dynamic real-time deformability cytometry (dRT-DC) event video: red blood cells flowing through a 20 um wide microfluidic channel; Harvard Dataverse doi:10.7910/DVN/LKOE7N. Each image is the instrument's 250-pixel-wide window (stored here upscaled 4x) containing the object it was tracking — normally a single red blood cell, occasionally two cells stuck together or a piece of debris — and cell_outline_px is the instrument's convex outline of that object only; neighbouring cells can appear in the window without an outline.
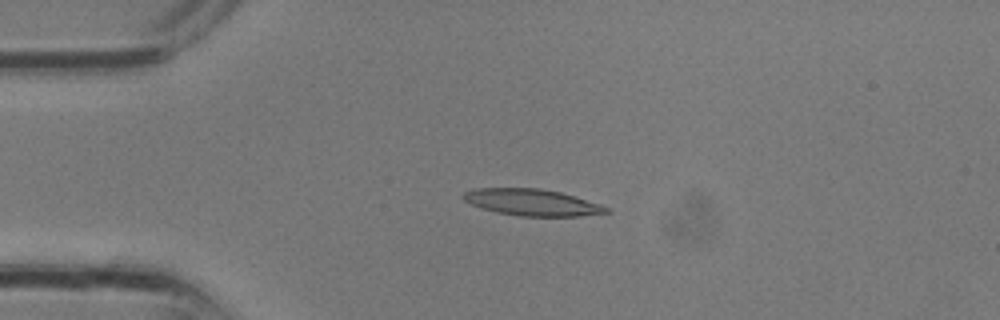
{"species": "common noctule bat (a hibernating species)", "species_latin": "Nyctalus noctula", "temperature_condition": "room temperature", "stored_images_in_passage": 11, "camera_frame_rate_fps": 3000, "um_per_image_px": 0.085, "animal": {"sex": "male", "body_mass_g": 13.3}, "frame": {"image": 1, "passage_image": 7, "time_ms": 2.0, "image_size_px": [1000, 320], "cell_outline_px": [[612, 212], [580, 216], [520, 216], [496, 212], [472, 204], [464, 200], [460, 196], [464, 192], [476, 188], [540, 188], [560, 192], [600, 204], [608, 208]], "centroid_in_image_um": [45.22, 17.2], "position_along_channel_um": 39.8, "area_um2": 22.02}}
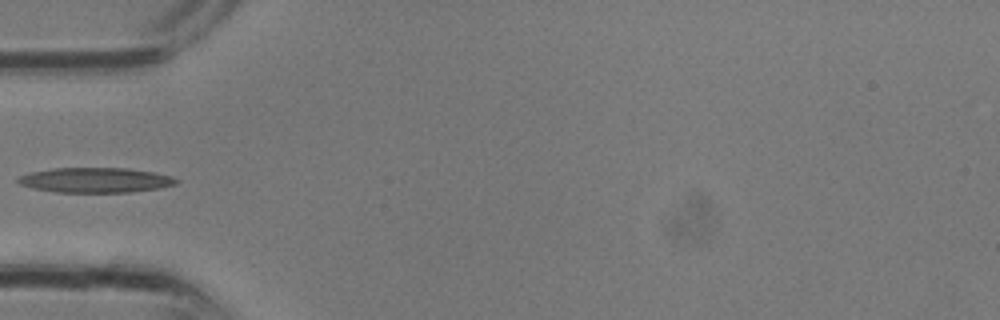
{"frame": {"image": 2, "passage_image": 10, "time_ms": 3.0, "image_size_px": [1000, 320], "cell_outline_px": [[180, 180], [176, 184], [160, 188], [132, 192], [56, 192], [32, 188], [20, 184], [16, 180], [20, 176], [32, 172], [52, 168], [128, 168], [152, 172], [172, 176]], "centroid_in_image_um": [8.14, 15.31], "position_along_channel_um": 76.9, "area_um2": 23.0}}